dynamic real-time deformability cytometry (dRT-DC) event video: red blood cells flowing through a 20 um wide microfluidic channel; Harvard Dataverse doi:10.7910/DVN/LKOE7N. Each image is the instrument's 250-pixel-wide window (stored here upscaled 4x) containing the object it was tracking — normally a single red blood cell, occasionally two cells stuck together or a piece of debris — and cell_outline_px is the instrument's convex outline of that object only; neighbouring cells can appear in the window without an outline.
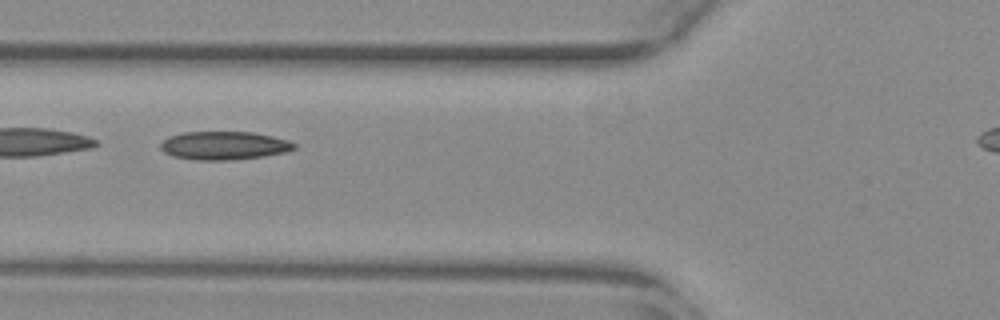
{"species": "common noctule bat (a hibernating species)", "species_latin": "Nyctalus noctula", "temperature_condition": "warm", "stored_images_in_passage": 30, "camera_frame_rate_fps": 3000, "um_per_image_px": 0.085, "animal": {"sex": "female", "body_mass_g": 29.2, "forearm_length_mm": 56.3}, "frame": {"image": 1, "passage_image": 5, "time_ms": 1.333, "image_size_px": [1000, 320], "cell_outline_px": [[296, 148], [284, 152], [264, 156], [236, 160], [196, 160], [172, 156], [164, 152], [160, 148], [160, 144], [168, 136], [184, 132], [252, 132], [272, 136], [288, 140], [296, 144]], "centroid_in_image_um": [19.03, 12.37], "position_along_channel_um": 106.8, "area_um2": 22.14}}
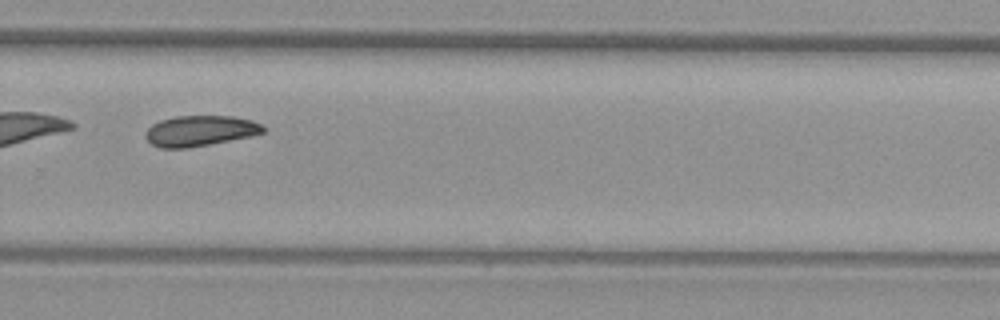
{"frame": {"image": 2, "passage_image": 21, "time_ms": 6.667, "image_size_px": [1000, 320], "cell_outline_px": [[264, 132], [252, 136], [188, 148], [160, 148], [152, 144], [144, 136], [148, 128], [152, 124], [160, 120], [176, 116], [232, 116], [252, 120], [260, 124], [264, 128]], "centroid_in_image_um": [16.99, 11.12], "position_along_channel_um": 312.8, "area_um2": 20.92}, "authors_computed_cell_mechanics": {"area_um2": 21.4727, "velocity_mm_per_s": 3.8742, "shape_relaxation_time_tau1_ms": null, "shape_relaxation_time_tau2_ms": 10.393, "deformation_change_tau1": null, "deformation_change_tau2": 0.0932}}